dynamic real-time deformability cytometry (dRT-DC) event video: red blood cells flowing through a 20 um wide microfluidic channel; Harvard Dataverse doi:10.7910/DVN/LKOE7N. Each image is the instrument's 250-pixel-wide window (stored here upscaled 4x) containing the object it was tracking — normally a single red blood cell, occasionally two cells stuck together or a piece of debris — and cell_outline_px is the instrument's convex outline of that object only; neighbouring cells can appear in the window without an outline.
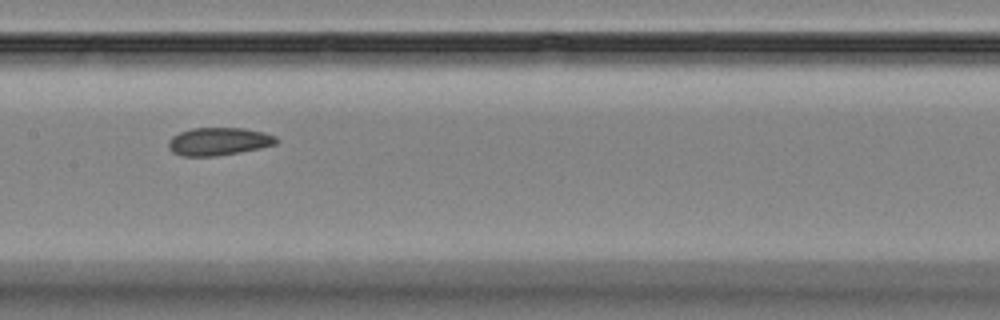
{"species": "Egyptian fruit bat (a non-hibernating species)", "species_latin": "Rousettus aegyptiacus", "temperature_condition": "room temperature", "stored_images_in_passage": 6, "camera_frame_rate_fps": 3000, "um_per_image_px": 0.085, "animal": {"sex": "female"}, "frame": {"image": 1, "passage_image": 4, "time_ms": 3.667, "image_size_px": [1000, 320], "cell_outline_px": [[280, 140], [276, 144], [260, 148], [216, 156], [180, 156], [172, 152], [168, 148], [168, 140], [172, 136], [180, 132], [192, 128], [244, 128], [264, 132], [276, 136]], "centroid_in_image_um": [18.58, 12.02], "position_along_channel_um": 188.8, "area_um2": 17.63}}
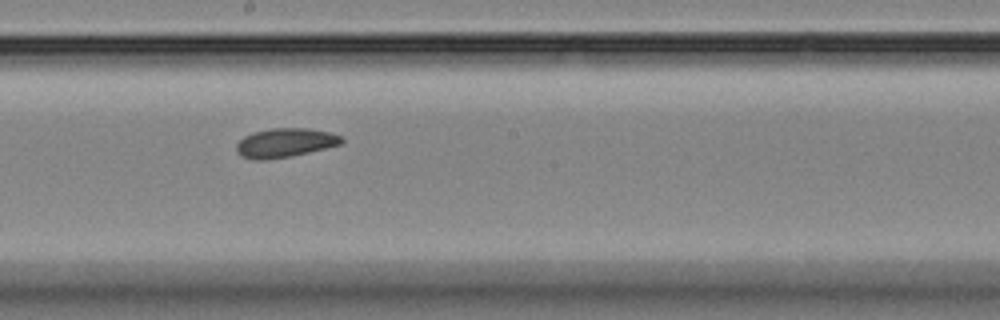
{"frame": {"image": 2, "passage_image": 5, "time_ms": 4.667, "image_size_px": [1000, 320], "cell_outline_px": [[344, 140], [340, 144], [292, 156], [264, 160], [252, 160], [236, 152], [236, 144], [244, 136], [252, 132], [272, 128], [308, 128], [332, 132], [344, 136]], "centroid_in_image_um": [24.24, 12.12], "position_along_channel_um": 224.0, "area_um2": 17.92}}
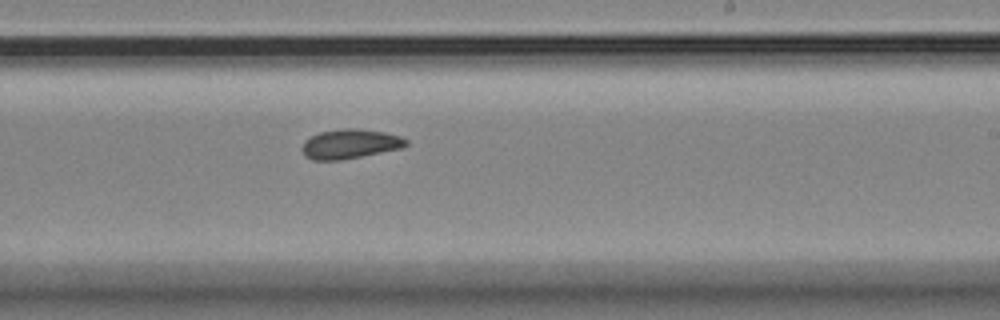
{"frame": {"image": 3, "passage_image": 6, "time_ms": 5.667, "image_size_px": [1000, 320], "cell_outline_px": [[408, 144], [400, 148], [340, 160], [312, 160], [304, 156], [300, 148], [304, 140], [320, 132], [344, 128], [356, 128], [384, 132], [400, 136], [408, 140]], "centroid_in_image_um": [29.7, 12.23], "position_along_channel_um": 259.3, "area_um2": 17.8}}